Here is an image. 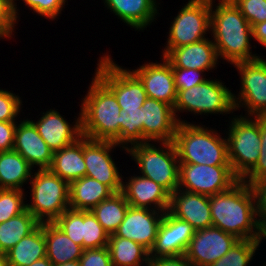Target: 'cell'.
Returning a JSON list of instances; mask_svg holds the SVG:
<instances>
[{"mask_svg": "<svg viewBox=\"0 0 266 266\" xmlns=\"http://www.w3.org/2000/svg\"><path fill=\"white\" fill-rule=\"evenodd\" d=\"M12 150L18 152L31 167L39 166V170L49 169L52 163L53 151L38 134L31 120L26 119L16 125Z\"/></svg>", "mask_w": 266, "mask_h": 266, "instance_id": "ffe728a7", "label": "cell"}, {"mask_svg": "<svg viewBox=\"0 0 266 266\" xmlns=\"http://www.w3.org/2000/svg\"><path fill=\"white\" fill-rule=\"evenodd\" d=\"M121 135L114 141L117 145H123L122 148L126 150L128 147H124V143L132 145L146 143L143 138V121H142V109L138 111H123L121 110Z\"/></svg>", "mask_w": 266, "mask_h": 266, "instance_id": "d6a6232c", "label": "cell"}, {"mask_svg": "<svg viewBox=\"0 0 266 266\" xmlns=\"http://www.w3.org/2000/svg\"><path fill=\"white\" fill-rule=\"evenodd\" d=\"M21 103L19 96L0 89V121L15 122V117L20 112Z\"/></svg>", "mask_w": 266, "mask_h": 266, "instance_id": "60d3db41", "label": "cell"}, {"mask_svg": "<svg viewBox=\"0 0 266 266\" xmlns=\"http://www.w3.org/2000/svg\"><path fill=\"white\" fill-rule=\"evenodd\" d=\"M239 117L231 121L226 140L230 167L241 180L258 161L261 136L260 125L255 118Z\"/></svg>", "mask_w": 266, "mask_h": 266, "instance_id": "52a82bcc", "label": "cell"}, {"mask_svg": "<svg viewBox=\"0 0 266 266\" xmlns=\"http://www.w3.org/2000/svg\"><path fill=\"white\" fill-rule=\"evenodd\" d=\"M239 179L230 165L179 164V186L186 191L215 195L228 190Z\"/></svg>", "mask_w": 266, "mask_h": 266, "instance_id": "8fae6325", "label": "cell"}, {"mask_svg": "<svg viewBox=\"0 0 266 266\" xmlns=\"http://www.w3.org/2000/svg\"><path fill=\"white\" fill-rule=\"evenodd\" d=\"M162 144V148L149 142L135 144L127 152L136 161L142 176L153 180L171 195L179 186V160L173 142Z\"/></svg>", "mask_w": 266, "mask_h": 266, "instance_id": "8992f818", "label": "cell"}, {"mask_svg": "<svg viewBox=\"0 0 266 266\" xmlns=\"http://www.w3.org/2000/svg\"><path fill=\"white\" fill-rule=\"evenodd\" d=\"M122 192L113 193L108 199L102 200L91 212L102 225L108 235L116 232L129 207Z\"/></svg>", "mask_w": 266, "mask_h": 266, "instance_id": "1f68e13d", "label": "cell"}, {"mask_svg": "<svg viewBox=\"0 0 266 266\" xmlns=\"http://www.w3.org/2000/svg\"><path fill=\"white\" fill-rule=\"evenodd\" d=\"M0 266H8V261L5 253H0Z\"/></svg>", "mask_w": 266, "mask_h": 266, "instance_id": "816d5d0a", "label": "cell"}, {"mask_svg": "<svg viewBox=\"0 0 266 266\" xmlns=\"http://www.w3.org/2000/svg\"><path fill=\"white\" fill-rule=\"evenodd\" d=\"M29 266H54L52 262L47 258H43L37 261H34L31 265Z\"/></svg>", "mask_w": 266, "mask_h": 266, "instance_id": "f907efd6", "label": "cell"}, {"mask_svg": "<svg viewBox=\"0 0 266 266\" xmlns=\"http://www.w3.org/2000/svg\"><path fill=\"white\" fill-rule=\"evenodd\" d=\"M28 7L33 9L37 14L55 19L65 6L66 0H23Z\"/></svg>", "mask_w": 266, "mask_h": 266, "instance_id": "7bdbcfd3", "label": "cell"}, {"mask_svg": "<svg viewBox=\"0 0 266 266\" xmlns=\"http://www.w3.org/2000/svg\"><path fill=\"white\" fill-rule=\"evenodd\" d=\"M195 230L186 221L164 212L158 227L155 243L149 251V258L184 255Z\"/></svg>", "mask_w": 266, "mask_h": 266, "instance_id": "9a60e30c", "label": "cell"}, {"mask_svg": "<svg viewBox=\"0 0 266 266\" xmlns=\"http://www.w3.org/2000/svg\"><path fill=\"white\" fill-rule=\"evenodd\" d=\"M209 204L212 226L238 239L256 240L258 218L254 194L249 184L238 180L228 190L209 196Z\"/></svg>", "mask_w": 266, "mask_h": 266, "instance_id": "6da1fadb", "label": "cell"}, {"mask_svg": "<svg viewBox=\"0 0 266 266\" xmlns=\"http://www.w3.org/2000/svg\"><path fill=\"white\" fill-rule=\"evenodd\" d=\"M173 109L175 116L176 112L185 110L195 114H229L235 110L233 93L222 82L207 79L189 89L177 91Z\"/></svg>", "mask_w": 266, "mask_h": 266, "instance_id": "9c48e42d", "label": "cell"}, {"mask_svg": "<svg viewBox=\"0 0 266 266\" xmlns=\"http://www.w3.org/2000/svg\"><path fill=\"white\" fill-rule=\"evenodd\" d=\"M212 5L213 0L210 31L213 33L218 57L231 62L230 64L260 58L250 52L252 27L234 3L231 0H220L215 11H212Z\"/></svg>", "mask_w": 266, "mask_h": 266, "instance_id": "7a4b0ae2", "label": "cell"}, {"mask_svg": "<svg viewBox=\"0 0 266 266\" xmlns=\"http://www.w3.org/2000/svg\"><path fill=\"white\" fill-rule=\"evenodd\" d=\"M255 198L256 215L266 217V176L250 184Z\"/></svg>", "mask_w": 266, "mask_h": 266, "instance_id": "f6af8a7d", "label": "cell"}, {"mask_svg": "<svg viewBox=\"0 0 266 266\" xmlns=\"http://www.w3.org/2000/svg\"><path fill=\"white\" fill-rule=\"evenodd\" d=\"M30 183L32 203H27L26 209L40 223L54 222L69 209L70 185L64 179L49 169H42L32 175Z\"/></svg>", "mask_w": 266, "mask_h": 266, "instance_id": "5b68a950", "label": "cell"}, {"mask_svg": "<svg viewBox=\"0 0 266 266\" xmlns=\"http://www.w3.org/2000/svg\"><path fill=\"white\" fill-rule=\"evenodd\" d=\"M252 33V38L257 40L262 46L266 47V21L256 24L252 28Z\"/></svg>", "mask_w": 266, "mask_h": 266, "instance_id": "c3c4849f", "label": "cell"}, {"mask_svg": "<svg viewBox=\"0 0 266 266\" xmlns=\"http://www.w3.org/2000/svg\"><path fill=\"white\" fill-rule=\"evenodd\" d=\"M49 170L64 179L69 185L86 176L83 158V136L76 142L53 152Z\"/></svg>", "mask_w": 266, "mask_h": 266, "instance_id": "cb8c5ba5", "label": "cell"}, {"mask_svg": "<svg viewBox=\"0 0 266 266\" xmlns=\"http://www.w3.org/2000/svg\"><path fill=\"white\" fill-rule=\"evenodd\" d=\"M107 247L112 266H141L144 261L145 264L149 263V251L133 240L112 234L109 235Z\"/></svg>", "mask_w": 266, "mask_h": 266, "instance_id": "f546056e", "label": "cell"}, {"mask_svg": "<svg viewBox=\"0 0 266 266\" xmlns=\"http://www.w3.org/2000/svg\"><path fill=\"white\" fill-rule=\"evenodd\" d=\"M113 193L105 184L84 176L73 181L69 186V208L82 211L92 210Z\"/></svg>", "mask_w": 266, "mask_h": 266, "instance_id": "4316f807", "label": "cell"}, {"mask_svg": "<svg viewBox=\"0 0 266 266\" xmlns=\"http://www.w3.org/2000/svg\"><path fill=\"white\" fill-rule=\"evenodd\" d=\"M109 235L91 210L83 211V249L108 246Z\"/></svg>", "mask_w": 266, "mask_h": 266, "instance_id": "e575fe53", "label": "cell"}, {"mask_svg": "<svg viewBox=\"0 0 266 266\" xmlns=\"http://www.w3.org/2000/svg\"><path fill=\"white\" fill-rule=\"evenodd\" d=\"M15 0H0V38L11 37L17 19Z\"/></svg>", "mask_w": 266, "mask_h": 266, "instance_id": "ab89813d", "label": "cell"}, {"mask_svg": "<svg viewBox=\"0 0 266 266\" xmlns=\"http://www.w3.org/2000/svg\"><path fill=\"white\" fill-rule=\"evenodd\" d=\"M99 61L95 75L114 93L121 110L138 111L147 98L140 80L130 70L114 64L110 55Z\"/></svg>", "mask_w": 266, "mask_h": 266, "instance_id": "30bf717a", "label": "cell"}, {"mask_svg": "<svg viewBox=\"0 0 266 266\" xmlns=\"http://www.w3.org/2000/svg\"><path fill=\"white\" fill-rule=\"evenodd\" d=\"M122 185V193L131 207L149 208L154 205L160 212L169 209L170 194L159 184L142 175L129 178Z\"/></svg>", "mask_w": 266, "mask_h": 266, "instance_id": "7402d4cb", "label": "cell"}, {"mask_svg": "<svg viewBox=\"0 0 266 266\" xmlns=\"http://www.w3.org/2000/svg\"><path fill=\"white\" fill-rule=\"evenodd\" d=\"M40 222L26 209L19 215L0 223V253H6L30 234Z\"/></svg>", "mask_w": 266, "mask_h": 266, "instance_id": "4dcf8cb0", "label": "cell"}, {"mask_svg": "<svg viewBox=\"0 0 266 266\" xmlns=\"http://www.w3.org/2000/svg\"><path fill=\"white\" fill-rule=\"evenodd\" d=\"M168 211L188 222L195 231L212 226L209 196L178 188L170 195Z\"/></svg>", "mask_w": 266, "mask_h": 266, "instance_id": "d6986e66", "label": "cell"}, {"mask_svg": "<svg viewBox=\"0 0 266 266\" xmlns=\"http://www.w3.org/2000/svg\"><path fill=\"white\" fill-rule=\"evenodd\" d=\"M172 70L177 91L189 89L207 80L202 78L203 70L185 68H172Z\"/></svg>", "mask_w": 266, "mask_h": 266, "instance_id": "b9f144b4", "label": "cell"}, {"mask_svg": "<svg viewBox=\"0 0 266 266\" xmlns=\"http://www.w3.org/2000/svg\"><path fill=\"white\" fill-rule=\"evenodd\" d=\"M32 167L16 151L0 152V189H19L32 177Z\"/></svg>", "mask_w": 266, "mask_h": 266, "instance_id": "f1b7e54d", "label": "cell"}, {"mask_svg": "<svg viewBox=\"0 0 266 266\" xmlns=\"http://www.w3.org/2000/svg\"><path fill=\"white\" fill-rule=\"evenodd\" d=\"M142 109L143 138L150 142H173L177 126L174 109L169 104L147 97Z\"/></svg>", "mask_w": 266, "mask_h": 266, "instance_id": "e0dca14e", "label": "cell"}, {"mask_svg": "<svg viewBox=\"0 0 266 266\" xmlns=\"http://www.w3.org/2000/svg\"><path fill=\"white\" fill-rule=\"evenodd\" d=\"M5 254L8 266H29L34 261L45 258L46 241L43 223H40Z\"/></svg>", "mask_w": 266, "mask_h": 266, "instance_id": "83f0119b", "label": "cell"}, {"mask_svg": "<svg viewBox=\"0 0 266 266\" xmlns=\"http://www.w3.org/2000/svg\"><path fill=\"white\" fill-rule=\"evenodd\" d=\"M16 122L0 121V152L11 151L14 145Z\"/></svg>", "mask_w": 266, "mask_h": 266, "instance_id": "bcb514c9", "label": "cell"}, {"mask_svg": "<svg viewBox=\"0 0 266 266\" xmlns=\"http://www.w3.org/2000/svg\"><path fill=\"white\" fill-rule=\"evenodd\" d=\"M54 266H81V265H80L79 261L76 260V261L67 262V263H64V264L54 265Z\"/></svg>", "mask_w": 266, "mask_h": 266, "instance_id": "f5cc1de1", "label": "cell"}, {"mask_svg": "<svg viewBox=\"0 0 266 266\" xmlns=\"http://www.w3.org/2000/svg\"><path fill=\"white\" fill-rule=\"evenodd\" d=\"M23 190L0 189V223L19 215L26 210Z\"/></svg>", "mask_w": 266, "mask_h": 266, "instance_id": "8d00e7d4", "label": "cell"}, {"mask_svg": "<svg viewBox=\"0 0 266 266\" xmlns=\"http://www.w3.org/2000/svg\"><path fill=\"white\" fill-rule=\"evenodd\" d=\"M147 266H193L192 263L184 255L157 257L150 259Z\"/></svg>", "mask_w": 266, "mask_h": 266, "instance_id": "7dc6e473", "label": "cell"}, {"mask_svg": "<svg viewBox=\"0 0 266 266\" xmlns=\"http://www.w3.org/2000/svg\"><path fill=\"white\" fill-rule=\"evenodd\" d=\"M173 143L179 164L230 165L227 140L213 129L180 122Z\"/></svg>", "mask_w": 266, "mask_h": 266, "instance_id": "277c9868", "label": "cell"}, {"mask_svg": "<svg viewBox=\"0 0 266 266\" xmlns=\"http://www.w3.org/2000/svg\"><path fill=\"white\" fill-rule=\"evenodd\" d=\"M108 9L113 11L124 23L135 29L143 30L153 22L157 13L156 0H104Z\"/></svg>", "mask_w": 266, "mask_h": 266, "instance_id": "484cf974", "label": "cell"}, {"mask_svg": "<svg viewBox=\"0 0 266 266\" xmlns=\"http://www.w3.org/2000/svg\"><path fill=\"white\" fill-rule=\"evenodd\" d=\"M43 114L36 123L31 122L53 152L76 142L82 137L81 112L73 127L55 110L50 109V111Z\"/></svg>", "mask_w": 266, "mask_h": 266, "instance_id": "44dd1931", "label": "cell"}, {"mask_svg": "<svg viewBox=\"0 0 266 266\" xmlns=\"http://www.w3.org/2000/svg\"><path fill=\"white\" fill-rule=\"evenodd\" d=\"M234 67L239 69L242 84L238 98L233 94L235 109L244 105L249 116H266V61L258 58L238 62Z\"/></svg>", "mask_w": 266, "mask_h": 266, "instance_id": "7c38bea8", "label": "cell"}, {"mask_svg": "<svg viewBox=\"0 0 266 266\" xmlns=\"http://www.w3.org/2000/svg\"><path fill=\"white\" fill-rule=\"evenodd\" d=\"M253 28L266 21V0H231Z\"/></svg>", "mask_w": 266, "mask_h": 266, "instance_id": "f35d334b", "label": "cell"}, {"mask_svg": "<svg viewBox=\"0 0 266 266\" xmlns=\"http://www.w3.org/2000/svg\"><path fill=\"white\" fill-rule=\"evenodd\" d=\"M171 24L162 57L174 48L206 39L204 35L211 24V0H189Z\"/></svg>", "mask_w": 266, "mask_h": 266, "instance_id": "ba28073f", "label": "cell"}, {"mask_svg": "<svg viewBox=\"0 0 266 266\" xmlns=\"http://www.w3.org/2000/svg\"><path fill=\"white\" fill-rule=\"evenodd\" d=\"M81 106L82 136L114 142L121 135V107L114 93L96 75Z\"/></svg>", "mask_w": 266, "mask_h": 266, "instance_id": "3957f363", "label": "cell"}, {"mask_svg": "<svg viewBox=\"0 0 266 266\" xmlns=\"http://www.w3.org/2000/svg\"><path fill=\"white\" fill-rule=\"evenodd\" d=\"M239 239L211 226L194 232L185 256L193 266H210L222 258Z\"/></svg>", "mask_w": 266, "mask_h": 266, "instance_id": "5bb4252c", "label": "cell"}, {"mask_svg": "<svg viewBox=\"0 0 266 266\" xmlns=\"http://www.w3.org/2000/svg\"><path fill=\"white\" fill-rule=\"evenodd\" d=\"M163 215L164 212L154 209L129 206L124 220L114 235L133 240L150 251L155 243L158 227Z\"/></svg>", "mask_w": 266, "mask_h": 266, "instance_id": "2e32d148", "label": "cell"}, {"mask_svg": "<svg viewBox=\"0 0 266 266\" xmlns=\"http://www.w3.org/2000/svg\"><path fill=\"white\" fill-rule=\"evenodd\" d=\"M81 266H112L107 246L96 249H85L78 260Z\"/></svg>", "mask_w": 266, "mask_h": 266, "instance_id": "ee69618b", "label": "cell"}, {"mask_svg": "<svg viewBox=\"0 0 266 266\" xmlns=\"http://www.w3.org/2000/svg\"><path fill=\"white\" fill-rule=\"evenodd\" d=\"M118 146L113 141L92 140L83 136V158L86 176L108 186L114 193L122 192L123 178L109 152Z\"/></svg>", "mask_w": 266, "mask_h": 266, "instance_id": "4fadbf2b", "label": "cell"}, {"mask_svg": "<svg viewBox=\"0 0 266 266\" xmlns=\"http://www.w3.org/2000/svg\"><path fill=\"white\" fill-rule=\"evenodd\" d=\"M143 84L147 97L174 106L177 90L170 62L163 57V63H147L131 71Z\"/></svg>", "mask_w": 266, "mask_h": 266, "instance_id": "ac0fdd59", "label": "cell"}, {"mask_svg": "<svg viewBox=\"0 0 266 266\" xmlns=\"http://www.w3.org/2000/svg\"><path fill=\"white\" fill-rule=\"evenodd\" d=\"M74 243L83 247V211L67 209L53 222Z\"/></svg>", "mask_w": 266, "mask_h": 266, "instance_id": "d590c367", "label": "cell"}, {"mask_svg": "<svg viewBox=\"0 0 266 266\" xmlns=\"http://www.w3.org/2000/svg\"><path fill=\"white\" fill-rule=\"evenodd\" d=\"M257 248L256 240L239 239L222 258L210 266H247Z\"/></svg>", "mask_w": 266, "mask_h": 266, "instance_id": "836d02e7", "label": "cell"}, {"mask_svg": "<svg viewBox=\"0 0 266 266\" xmlns=\"http://www.w3.org/2000/svg\"><path fill=\"white\" fill-rule=\"evenodd\" d=\"M263 238L266 239V217L258 219V235L256 238L258 246Z\"/></svg>", "mask_w": 266, "mask_h": 266, "instance_id": "681fc988", "label": "cell"}, {"mask_svg": "<svg viewBox=\"0 0 266 266\" xmlns=\"http://www.w3.org/2000/svg\"><path fill=\"white\" fill-rule=\"evenodd\" d=\"M46 241V257L53 265L79 260L83 254V247L74 243L53 222L43 223Z\"/></svg>", "mask_w": 266, "mask_h": 266, "instance_id": "d4e9b609", "label": "cell"}, {"mask_svg": "<svg viewBox=\"0 0 266 266\" xmlns=\"http://www.w3.org/2000/svg\"><path fill=\"white\" fill-rule=\"evenodd\" d=\"M165 58L172 68L209 71L215 68L218 54L213 41L208 39L172 49Z\"/></svg>", "mask_w": 266, "mask_h": 266, "instance_id": "603a6c76", "label": "cell"}, {"mask_svg": "<svg viewBox=\"0 0 266 266\" xmlns=\"http://www.w3.org/2000/svg\"><path fill=\"white\" fill-rule=\"evenodd\" d=\"M253 118L260 125L261 149L256 165L241 179L249 185L253 181L266 176V116H255Z\"/></svg>", "mask_w": 266, "mask_h": 266, "instance_id": "74e56055", "label": "cell"}]
</instances>
